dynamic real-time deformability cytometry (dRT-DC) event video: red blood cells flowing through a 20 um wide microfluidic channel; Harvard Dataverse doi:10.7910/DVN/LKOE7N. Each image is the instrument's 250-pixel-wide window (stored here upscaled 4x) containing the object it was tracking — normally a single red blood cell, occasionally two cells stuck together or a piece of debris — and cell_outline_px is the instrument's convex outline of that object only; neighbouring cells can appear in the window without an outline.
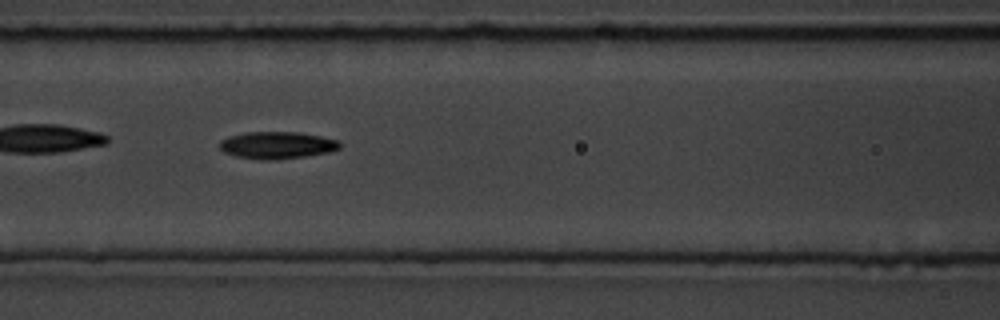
{"species": "common noctule bat (a hibernating species)", "species_latin": "Nyctalus noctula", "temperature_condition": "room temperature", "stored_images_in_passage": 55, "camera_frame_rate_fps": 3000, "um_per_image_px": 0.085, "animal": {"sex": "male", "body_mass_g": 19.5, "forearm_length_mm": 54.6}, "frame": {"image": 1, "passage_image": 24, "time_ms": 7.667, "image_size_px": [1000, 320], "cell_outline_px": [[340, 148], [328, 152], [304, 156], [276, 160], [260, 160], [236, 156], [224, 152], [220, 148], [220, 140], [228, 136], [244, 132], [300, 132], [340, 140]], "centroid_in_image_um": [23.53, 12.33], "position_along_channel_um": 143.1, "area_um2": 19.07}}
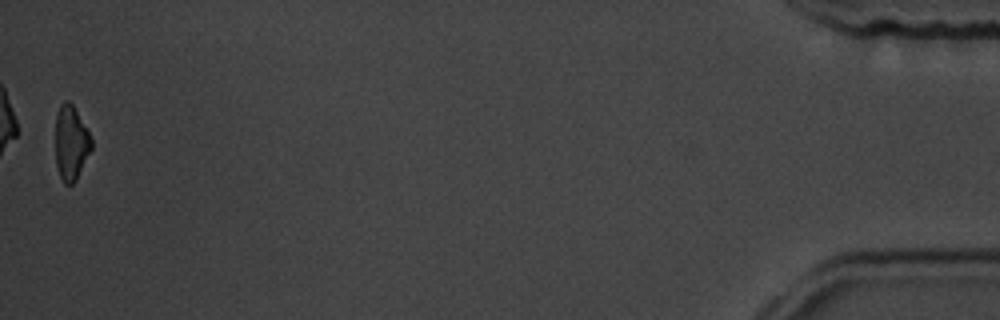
{"frame": {"image": 2, "passage_image": 55, "time_ms": 18.0, "image_size_px": [1000, 320], "cell_outline_px": [[92, 148], [76, 180], [72, 184], [64, 184], [60, 176], [56, 164], [56, 116], [60, 104], [64, 100], [68, 100], [72, 104], [88, 132], [92, 140]], "centroid_in_image_um": [6.03, 12.15], "position_along_channel_um": 429.2, "area_um2": 15.43}, "authors_computed_cell_mechanics": {"area_um2": 18.1492, "velocity_mm_per_s": 3.6991, "shape_relaxation_time_tau1_ms": 2.9108, "shape_relaxation_time_tau2_ms": null, "deformation_change_tau1": 0.1411, "deformation_change_tau2": null}}